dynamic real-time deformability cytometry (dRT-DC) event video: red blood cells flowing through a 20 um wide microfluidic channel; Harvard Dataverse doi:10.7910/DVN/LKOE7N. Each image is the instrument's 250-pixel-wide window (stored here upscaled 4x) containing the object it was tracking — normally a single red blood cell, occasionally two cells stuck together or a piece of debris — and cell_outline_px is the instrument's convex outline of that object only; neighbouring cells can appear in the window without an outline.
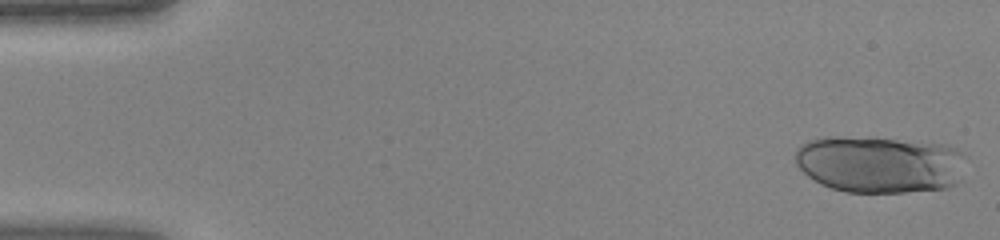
{"species": "human", "species_latin": "Homo sapiens", "temperature_condition": "warm", "stored_images_in_passage": 44, "segment_of_instrument_passage": [1, 2], "camera_frame_rate_fps": 3000, "um_per_image_px": 0.085, "donor": {"sex": "female"}, "frame": {"image": 1, "passage_image": 1, "time_ms": 0.0, "image_size_px": [1000, 240], "cell_outline_px": [[968, 156], [960, 180], [956, 184], [948, 188], [904, 192], [844, 192], [820, 184], [812, 180], [796, 164], [796, 148], [800, 144], [808, 140], [824, 136], [836, 136], [896, 140], [944, 144], [956, 148], [964, 152]], "centroid_in_image_um": [74.8, 13.97], "position_along_channel_um": 10.2, "area_um2": 57.34}}
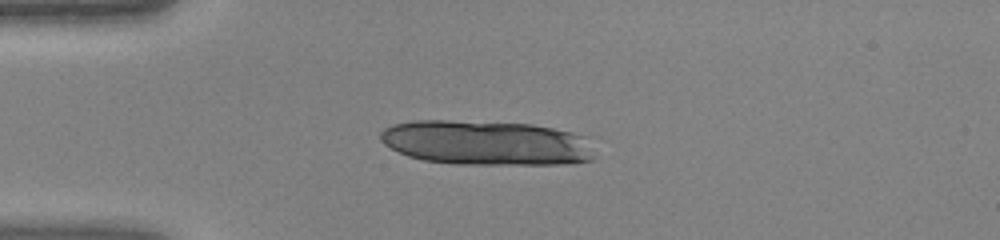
{"frame": {"image": 2, "passage_image": 11, "time_ms": 3.333, "image_size_px": [1000, 240], "cell_outline_px": [[592, 160], [572, 164], [456, 164], [424, 160], [408, 156], [384, 144], [380, 140], [380, 132], [384, 128], [392, 124], [416, 120], [448, 120], [532, 124], [572, 132], [580, 136], [592, 156]], "centroid_in_image_um": [41.23, 12.14], "position_along_channel_um": 43.8, "area_um2": 55.31}}